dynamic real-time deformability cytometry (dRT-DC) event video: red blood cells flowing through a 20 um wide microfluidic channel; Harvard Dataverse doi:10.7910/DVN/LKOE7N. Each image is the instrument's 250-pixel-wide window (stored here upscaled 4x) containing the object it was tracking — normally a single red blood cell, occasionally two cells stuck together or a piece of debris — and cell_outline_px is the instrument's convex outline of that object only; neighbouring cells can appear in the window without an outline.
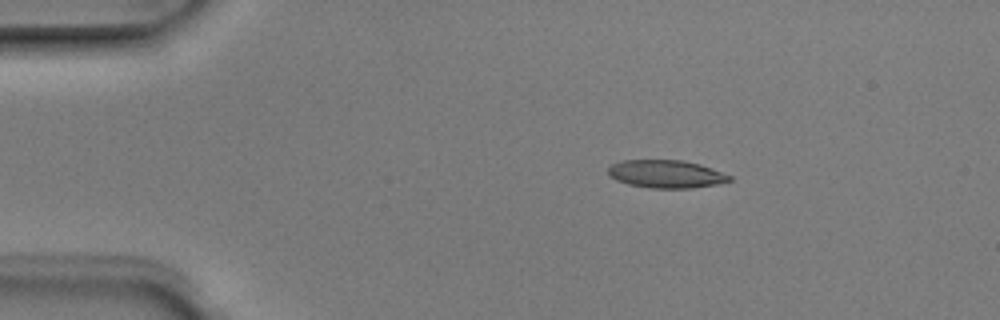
{"species": "Egyptian fruit bat (a non-hibernating species)", "species_latin": "Rousettus aegyptiacus", "temperature_condition": "room temperature", "stored_images_in_passage": 5, "camera_frame_rate_fps": 3000, "um_per_image_px": 0.085, "animal": {"sex": "male"}, "frame": {"image": 1, "passage_image": 2, "time_ms": 0.333, "image_size_px": [1000, 320], "cell_outline_px": [[732, 180], [716, 184], [692, 188], [648, 188], [628, 184], [616, 180], [608, 176], [608, 168], [612, 164], [620, 160], [684, 160], [700, 164], [712, 168], [732, 176]], "centroid_in_image_um": [56.6, 14.79], "position_along_channel_um": 28.4, "area_um2": 19.88}}
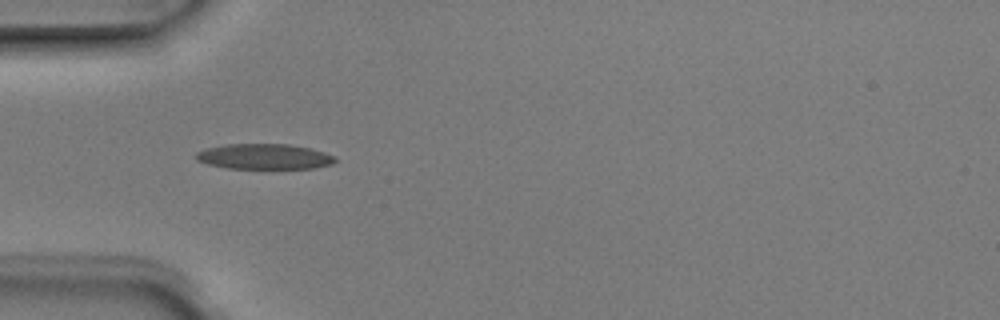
{"frame": {"image": 2, "passage_image": 4, "time_ms": 1.0, "image_size_px": [1000, 320], "cell_outline_px": [[336, 160], [332, 164], [312, 168], [228, 168], [208, 164], [196, 160], [196, 152], [208, 148], [224, 144], [288, 144], [308, 148], [324, 152], [336, 156]], "centroid_in_image_um": [22.46, 13.3], "position_along_channel_um": 62.5, "area_um2": 20.4}}
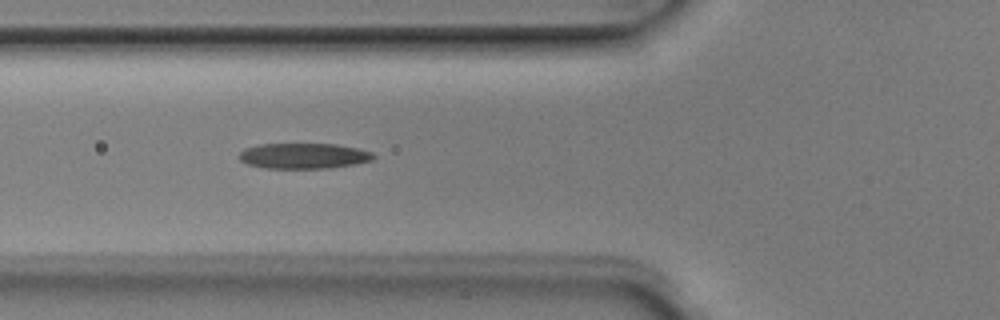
{"frame": {"image": 3, "passage_image": 5, "time_ms": 1.333, "image_size_px": [1000, 320], "cell_outline_px": [[376, 156], [372, 160], [356, 164], [328, 168], [264, 168], [248, 164], [240, 160], [236, 156], [244, 148], [260, 144], [336, 144], [356, 148], [372, 152]], "centroid_in_image_um": [25.79, 13.25], "position_along_channel_um": 100.0, "area_um2": 20.06}}